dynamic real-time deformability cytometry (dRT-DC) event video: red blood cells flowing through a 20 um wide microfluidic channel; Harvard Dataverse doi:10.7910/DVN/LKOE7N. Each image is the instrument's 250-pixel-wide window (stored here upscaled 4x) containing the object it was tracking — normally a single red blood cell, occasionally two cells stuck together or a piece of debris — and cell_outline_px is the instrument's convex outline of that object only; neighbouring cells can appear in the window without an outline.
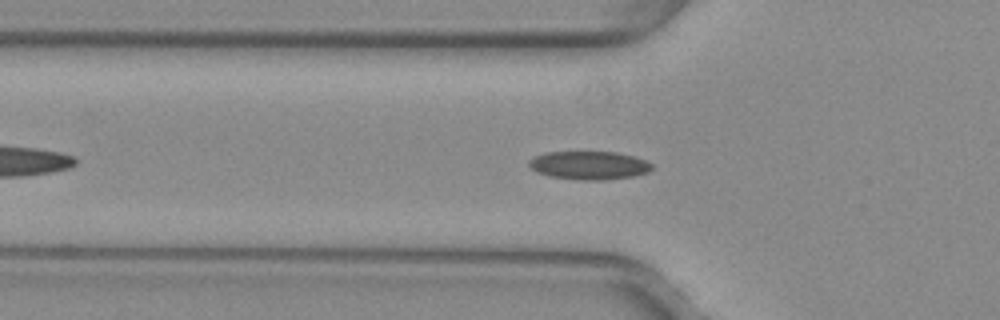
{"species": "common noctule bat (a hibernating species)", "species_latin": "Nyctalus noctula", "temperature_condition": "warm", "stored_images_in_passage": 30, "camera_frame_rate_fps": 3000, "um_per_image_px": 0.085, "animal": {"sex": "female", "body_mass_g": 29.2, "forearm_length_mm": 56.3}, "frame": {"image": 1, "passage_image": 3, "time_ms": 0.667, "image_size_px": [1000, 320], "cell_outline_px": [[652, 168], [648, 172], [632, 176], [608, 180], [580, 180], [548, 176], [536, 172], [528, 164], [528, 160], [544, 152], [616, 152], [632, 156], [644, 160], [652, 164]], "centroid_in_image_um": [50.04, 14.06], "position_along_channel_um": 75.8, "area_um2": 20.29}}
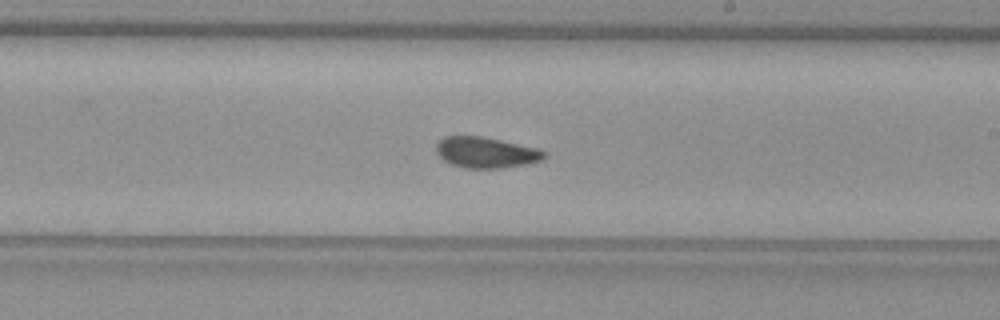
{"frame": {"image": 2, "passage_image": 16, "time_ms": 5.0, "image_size_px": [1000, 320], "cell_outline_px": [[548, 156], [544, 160], [528, 164], [504, 168], [468, 168], [452, 164], [444, 160], [436, 152], [436, 144], [444, 136], [484, 136], [540, 148], [548, 152]], "centroid_in_image_um": [41.4, 12.95], "position_along_channel_um": 247.6, "area_um2": 19.83}}
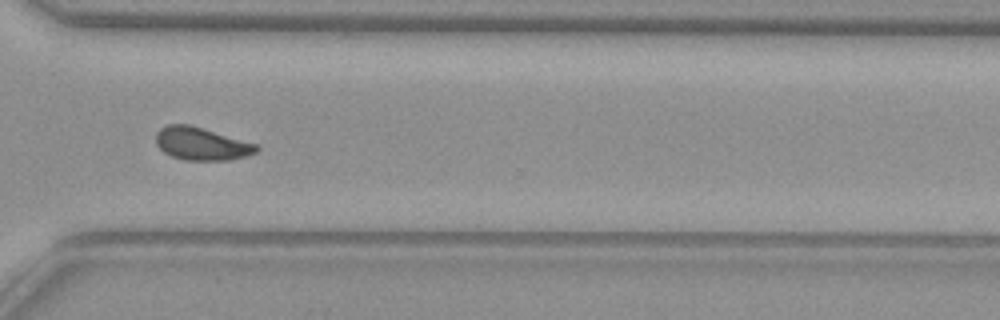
{"frame": {"image": 3, "passage_image": 24, "time_ms": 7.667, "image_size_px": [1000, 320], "cell_outline_px": [[260, 148], [256, 152], [244, 156], [228, 160], [184, 160], [172, 156], [164, 152], [156, 144], [156, 132], [160, 128], [168, 124], [188, 124], [256, 144]], "centroid_in_image_um": [17.08, 12.22], "position_along_channel_um": 353.5, "area_um2": 18.96}, "authors_computed_cell_mechanics": {"area_um2": 19.4208, "velocity_mm_per_s": 3.9605, "shape_relaxation_time_tau1_ms": null, "shape_relaxation_time_tau2_ms": 1.5921, "deformation_change_tau1": null, "deformation_change_tau2": 0.0674}}